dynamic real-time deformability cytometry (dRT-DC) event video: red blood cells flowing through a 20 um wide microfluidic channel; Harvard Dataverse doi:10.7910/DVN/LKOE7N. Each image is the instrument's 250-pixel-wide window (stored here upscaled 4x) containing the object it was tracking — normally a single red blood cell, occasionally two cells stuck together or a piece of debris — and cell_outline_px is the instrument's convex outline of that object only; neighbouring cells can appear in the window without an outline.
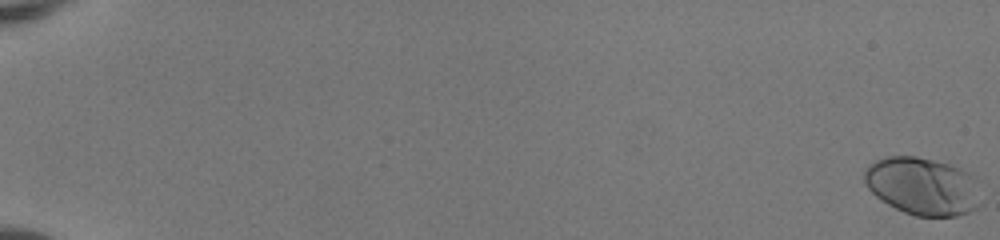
{"species": "human", "species_latin": "Homo sapiens", "temperature_condition": "room temperature", "stored_images_in_passage": 54, "camera_frame_rate_fps": 3000, "um_per_image_px": 0.085, "donor": {"sex": "female"}, "frame": {"image": 1, "passage_image": 1, "time_ms": 0.0, "image_size_px": [1000, 240], "cell_outline_px": [[980, 204], [976, 208], [968, 212], [956, 216], [916, 216], [904, 212], [880, 200], [864, 184], [864, 168], [868, 164], [876, 160], [888, 156], [916, 156], [948, 164], [968, 172]], "centroid_in_image_um": [78.31, 15.82], "position_along_channel_um": 6.7, "area_um2": 38.55}}
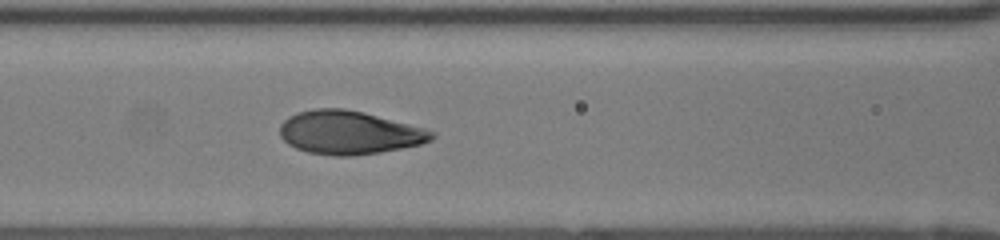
{"frame": {"image": 2, "passage_image": 27, "time_ms": 8.667, "image_size_px": [1000, 240], "cell_outline_px": [[436, 136], [432, 140], [420, 144], [380, 152], [352, 156], [336, 156], [308, 152], [296, 148], [288, 144], [280, 136], [280, 124], [288, 116], [296, 112], [312, 108], [344, 108], [364, 112], [424, 128], [436, 132]], "centroid_in_image_um": [29.66, 11.26], "position_along_channel_um": 136.9, "area_um2": 38.55}}
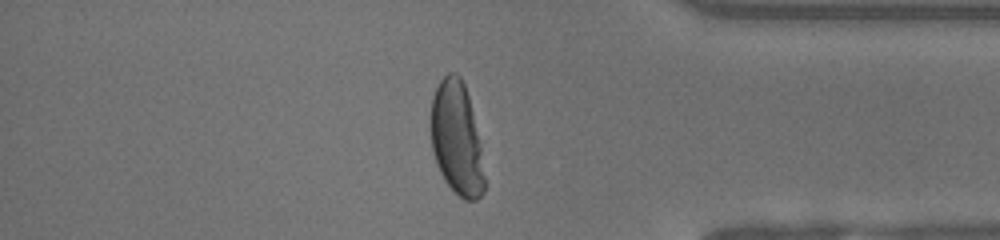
{"frame": {"image": 3, "passage_image": 47, "time_ms": 15.333, "image_size_px": [1000, 240], "cell_outline_px": [[484, 192], [476, 200], [464, 200], [444, 180], [436, 164], [432, 152], [432, 96], [440, 80], [448, 72], [456, 72], [460, 76], [464, 84], [468, 96], [480, 144], [484, 176]], "centroid_in_image_um": [38.81, 11.78], "position_along_channel_um": 396.4, "area_um2": 34.91}, "authors_computed_cell_mechanics": {"area_um2": 38.1769, "velocity_mm_per_s": 4.0852, "shape_relaxation_time_tau1_ms": 3.7414, "shape_relaxation_time_tau2_ms": null, "deformation_change_tau1": 0.2002, "deformation_change_tau2": null}}